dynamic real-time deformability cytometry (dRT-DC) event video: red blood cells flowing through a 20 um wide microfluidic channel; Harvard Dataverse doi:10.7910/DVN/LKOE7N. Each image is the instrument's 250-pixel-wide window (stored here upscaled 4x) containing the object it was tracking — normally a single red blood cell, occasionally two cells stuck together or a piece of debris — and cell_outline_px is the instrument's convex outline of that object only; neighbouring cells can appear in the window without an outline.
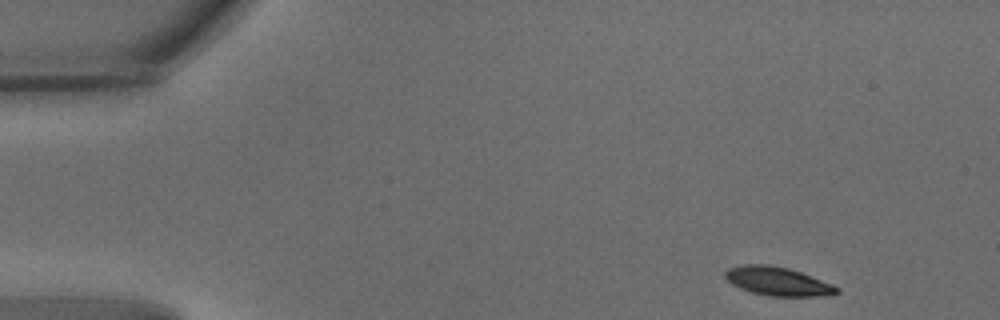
{"species": "common noctule bat (a hibernating species)", "species_latin": "Nyctalus noctula", "temperature_condition": "warm", "stored_images_in_passage": 52, "segment_of_instrument_passage": [1, 2], "camera_frame_rate_fps": 3000, "um_per_image_px": 0.085, "animal": {"sex": "male", "body_mass_g": 15.6}, "frame": {"image": 1, "passage_image": 1, "time_ms": 0.0, "image_size_px": [1000, 320], "cell_outline_px": [[840, 292], [832, 296], [768, 296], [752, 292], [740, 288], [732, 284], [724, 276], [724, 272], [728, 268], [744, 264], [768, 264], [788, 268], [800, 272], [832, 284], [840, 288]], "centroid_in_image_um": [66.12, 23.91], "position_along_channel_um": 18.9, "area_um2": 18.73}}
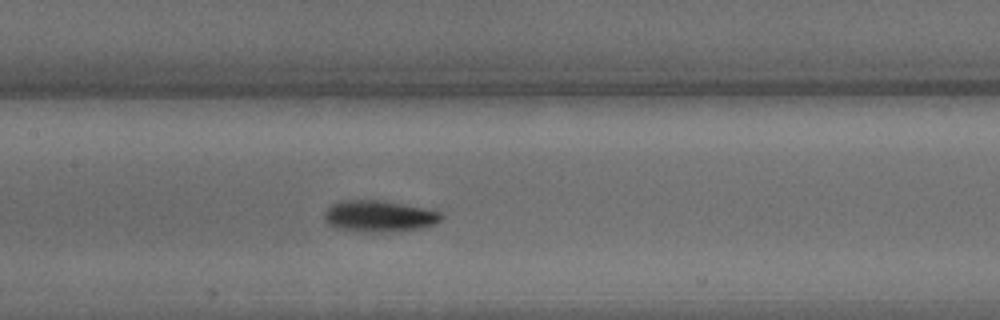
{"frame": {"image": 2, "passage_image": 22, "time_ms": 7.0, "image_size_px": [1000, 320], "cell_outline_px": [[444, 216], [436, 224], [420, 228], [388, 232], [380, 232], [336, 228], [328, 224], [324, 220], [324, 212], [332, 204], [340, 200], [384, 200], [440, 212]], "centroid_in_image_um": [32.21, 18.36], "position_along_channel_um": 175.2, "area_um2": 21.21}}
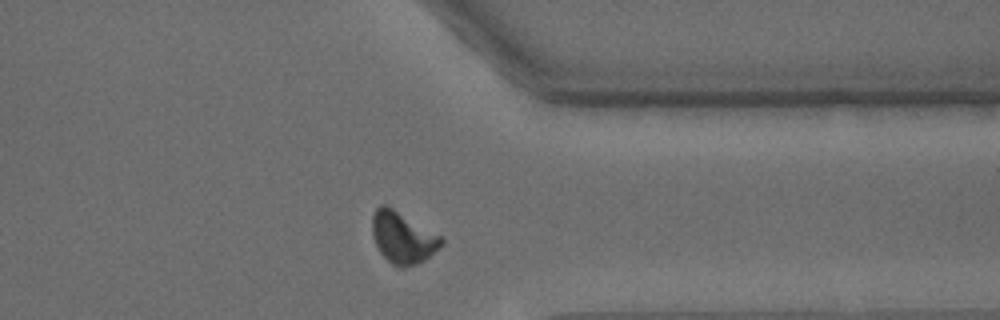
{"frame": {"image": 3, "passage_image": 39, "time_ms": 12.667, "image_size_px": [1000, 320], "cell_outline_px": [[444, 244], [424, 260], [416, 264], [400, 268], [392, 264], [380, 252], [372, 236], [372, 216], [376, 208], [380, 204], [384, 204], [392, 208], [440, 236], [444, 240]], "centroid_in_image_um": [34.21, 20.2], "position_along_channel_um": 377.2, "area_um2": 20.4}}